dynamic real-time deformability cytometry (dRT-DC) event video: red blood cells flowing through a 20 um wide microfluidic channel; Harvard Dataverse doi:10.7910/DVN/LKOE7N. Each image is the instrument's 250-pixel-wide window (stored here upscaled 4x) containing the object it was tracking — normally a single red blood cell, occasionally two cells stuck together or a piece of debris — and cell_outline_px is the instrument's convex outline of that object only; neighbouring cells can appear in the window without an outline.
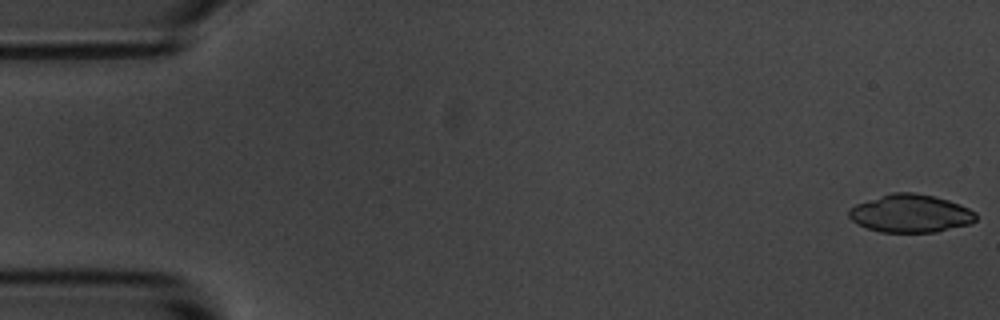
{"species": "common noctule bat (a hibernating species)", "species_latin": "Nyctalus noctula", "temperature_condition": "room temperature", "stored_images_in_passage": 5, "camera_frame_rate_fps": 3000, "um_per_image_px": 0.085, "animal": {"sex": "male", "body_mass_g": 20.1, "forearm_length_mm": 53.5}, "frame": {"image": 1, "passage_image": 1, "time_ms": 0.0, "image_size_px": [1000, 320], "cell_outline_px": [[976, 220], [972, 224], [936, 232], [880, 232], [868, 228], [852, 220], [848, 216], [848, 208], [856, 204], [892, 192], [912, 192], [936, 196], [960, 204], [976, 212]], "centroid_in_image_um": [77.42, 18.14], "position_along_channel_um": 7.6, "area_um2": 28.21}}